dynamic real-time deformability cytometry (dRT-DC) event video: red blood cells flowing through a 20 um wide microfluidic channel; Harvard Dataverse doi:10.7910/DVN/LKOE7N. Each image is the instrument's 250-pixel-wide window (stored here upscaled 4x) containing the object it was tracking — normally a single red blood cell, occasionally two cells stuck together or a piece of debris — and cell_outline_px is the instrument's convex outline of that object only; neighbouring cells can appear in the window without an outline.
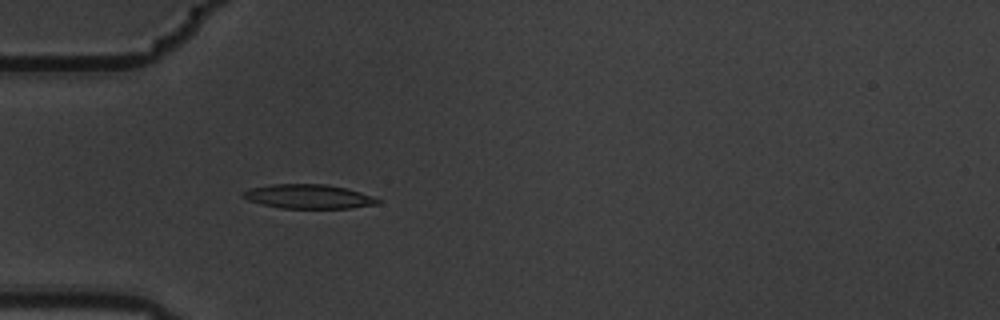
{"species": "common noctule bat (a hibernating species)", "species_latin": "Nyctalus noctula", "temperature_condition": "warm", "stored_images_in_passage": 4, "camera_frame_rate_fps": 3000, "um_per_image_px": 0.085, "animal": {"sex": "male", "body_mass_g": 19.5, "forearm_length_mm": 54.6}, "frame": {"image": 1, "passage_image": 4, "time_ms": 1.0, "image_size_px": [1000, 320], "cell_outline_px": [[380, 200], [376, 204], [352, 208], [280, 208], [260, 204], [248, 200], [240, 196], [240, 192], [248, 188], [272, 184], [328, 184], [360, 192], [372, 196]], "centroid_in_image_um": [26.13, 16.7], "position_along_channel_um": 58.9, "area_um2": 19.07}}